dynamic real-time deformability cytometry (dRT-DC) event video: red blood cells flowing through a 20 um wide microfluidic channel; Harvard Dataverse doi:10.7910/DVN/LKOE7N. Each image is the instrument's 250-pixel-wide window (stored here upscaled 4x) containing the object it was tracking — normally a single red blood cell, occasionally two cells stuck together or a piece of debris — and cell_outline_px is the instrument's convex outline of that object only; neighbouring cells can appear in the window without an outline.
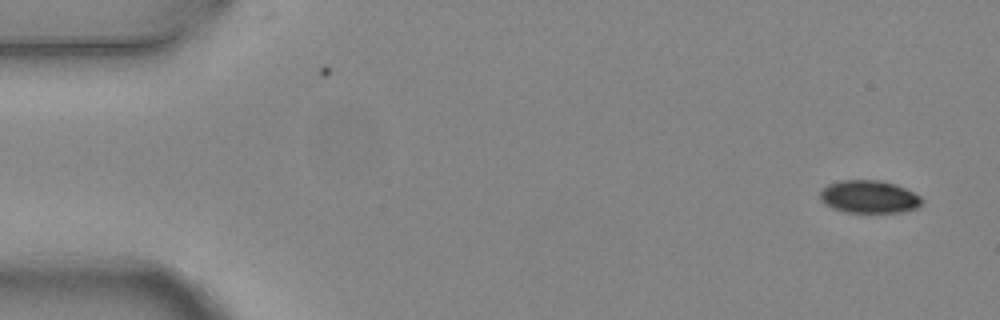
{"species": "common noctule bat (a hibernating species)", "species_latin": "Nyctalus noctula", "temperature_condition": "warm", "stored_images_in_passage": 4, "camera_frame_rate_fps": 3000, "um_per_image_px": 0.085, "animal": {"sex": "female", "body_mass_g": 24.6, "forearm_length_mm": 56.2}, "frame": {"image": 1, "passage_image": 1, "time_ms": 0.0, "image_size_px": [1000, 320], "cell_outline_px": [[924, 200], [916, 208], [900, 212], [844, 212], [832, 208], [824, 204], [820, 200], [820, 192], [828, 184], [840, 180], [880, 180], [896, 184], [920, 196]], "centroid_in_image_um": [73.85, 16.72], "position_along_channel_um": 11.2, "area_um2": 19.42}}
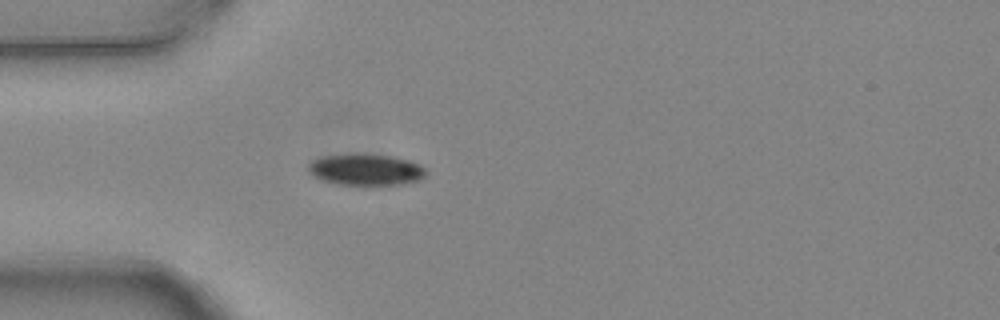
{"frame": {"image": 2, "passage_image": 4, "time_ms": 1.0, "image_size_px": [1000, 320], "cell_outline_px": [[428, 172], [424, 176], [416, 180], [400, 184], [340, 184], [320, 180], [312, 176], [308, 172], [308, 164], [312, 160], [320, 156], [352, 152], [360, 152], [392, 156], [408, 160], [420, 164]], "centroid_in_image_um": [31.02, 14.37], "position_along_channel_um": 54.0, "area_um2": 21.91}}